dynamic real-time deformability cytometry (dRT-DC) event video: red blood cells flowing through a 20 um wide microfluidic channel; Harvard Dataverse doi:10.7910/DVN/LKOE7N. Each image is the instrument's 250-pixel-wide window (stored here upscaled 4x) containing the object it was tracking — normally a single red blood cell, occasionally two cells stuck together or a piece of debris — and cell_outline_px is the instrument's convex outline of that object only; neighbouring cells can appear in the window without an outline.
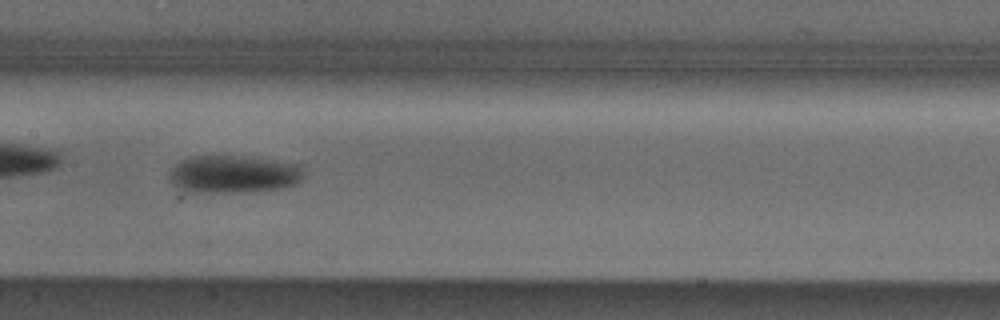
{"species": "Egyptian fruit bat (a non-hibernating species)", "species_latin": "Rousettus aegyptiacus", "temperature_condition": "cold", "stored_images_in_passage": 37, "camera_frame_rate_fps": 3000, "um_per_image_px": 0.085, "animal": {"sex": "male"}, "frame": {"image": 1, "passage_image": 11, "time_ms": 3.333, "image_size_px": [1000, 320], "cell_outline_px": [[304, 176], [300, 180], [292, 184], [280, 188], [240, 192], [192, 192], [180, 188], [172, 184], [168, 176], [172, 168], [180, 160], [192, 156], [236, 156], [304, 164]], "centroid_in_image_um": [19.85, 14.8], "position_along_channel_um": 187.6, "area_um2": 29.36}, "authors_computed_cell_mechanics": {"area_um2": 27.3394, "velocity_mm_per_s": 3.8211, "shape_relaxation_time_tau1_ms": 4.0568, "shape_relaxation_time_tau2_ms": null, "deformation_change_tau1": 0.1325, "deformation_change_tau2": null}}